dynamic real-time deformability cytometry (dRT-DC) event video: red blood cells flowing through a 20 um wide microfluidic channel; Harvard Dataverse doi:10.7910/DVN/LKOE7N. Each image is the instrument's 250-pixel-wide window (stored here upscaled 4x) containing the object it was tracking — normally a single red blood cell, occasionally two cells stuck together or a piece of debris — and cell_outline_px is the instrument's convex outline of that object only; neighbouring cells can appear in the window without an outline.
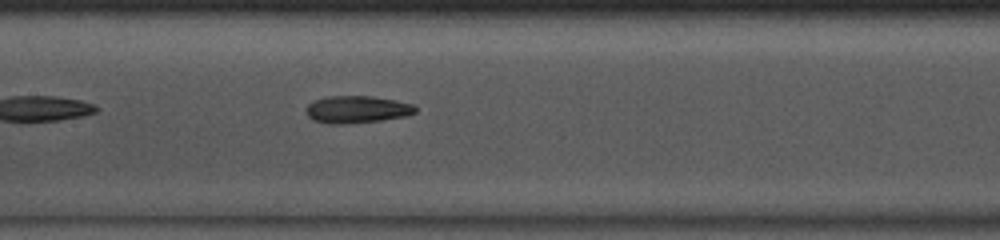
{"species": "common noctule bat (a hibernating species)", "species_latin": "Nyctalus noctula", "temperature_condition": "room temperature", "stored_images_in_passage": 35, "camera_frame_rate_fps": 3000, "um_per_image_px": 0.085, "animal": {"sex": "male", "body_mass_g": 13.0, "forearm_length_mm": 53.1}, "frame": {"image": 1, "passage_image": 11, "time_ms": 3.333, "image_size_px": [1000, 240], "cell_outline_px": [[416, 112], [408, 116], [380, 120], [340, 124], [328, 124], [312, 120], [308, 116], [304, 108], [312, 100], [328, 96], [372, 96], [396, 100], [416, 104]], "centroid_in_image_um": [30.33, 9.29], "position_along_channel_um": 177.1, "area_um2": 17.63}, "authors_computed_cell_mechanics": {"area_um2": 17.2244, "velocity_mm_per_s": 4.0867, "shape_relaxation_time_tau1_ms": 5.2155, "shape_relaxation_time_tau2_ms": 3.9191, "deformation_change_tau1": 0.1493, "deformation_change_tau2": 0.1256}}